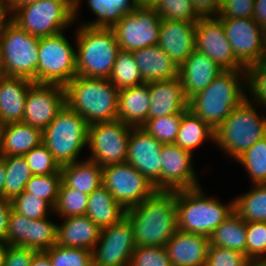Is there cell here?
Returning a JSON list of instances; mask_svg holds the SVG:
<instances>
[{"instance_id":"cell-1","label":"cell","mask_w":266,"mask_h":266,"mask_svg":"<svg viewBox=\"0 0 266 266\" xmlns=\"http://www.w3.org/2000/svg\"><path fill=\"white\" fill-rule=\"evenodd\" d=\"M136 246L164 247L178 231L176 191H156L140 204L127 209Z\"/></svg>"},{"instance_id":"cell-2","label":"cell","mask_w":266,"mask_h":266,"mask_svg":"<svg viewBox=\"0 0 266 266\" xmlns=\"http://www.w3.org/2000/svg\"><path fill=\"white\" fill-rule=\"evenodd\" d=\"M245 85V70H224L205 90L189 98L188 109L215 131L247 98Z\"/></svg>"},{"instance_id":"cell-3","label":"cell","mask_w":266,"mask_h":266,"mask_svg":"<svg viewBox=\"0 0 266 266\" xmlns=\"http://www.w3.org/2000/svg\"><path fill=\"white\" fill-rule=\"evenodd\" d=\"M65 92L66 104L88 125L118 119L119 90L109 79L76 75Z\"/></svg>"},{"instance_id":"cell-4","label":"cell","mask_w":266,"mask_h":266,"mask_svg":"<svg viewBox=\"0 0 266 266\" xmlns=\"http://www.w3.org/2000/svg\"><path fill=\"white\" fill-rule=\"evenodd\" d=\"M199 186L176 191L178 230L210 237L212 232L234 211V199L228 204L205 195Z\"/></svg>"},{"instance_id":"cell-5","label":"cell","mask_w":266,"mask_h":266,"mask_svg":"<svg viewBox=\"0 0 266 266\" xmlns=\"http://www.w3.org/2000/svg\"><path fill=\"white\" fill-rule=\"evenodd\" d=\"M75 36L76 74L109 79L120 50L113 29L80 24Z\"/></svg>"},{"instance_id":"cell-6","label":"cell","mask_w":266,"mask_h":266,"mask_svg":"<svg viewBox=\"0 0 266 266\" xmlns=\"http://www.w3.org/2000/svg\"><path fill=\"white\" fill-rule=\"evenodd\" d=\"M247 98L215 130L214 143L233 160L266 136V117Z\"/></svg>"},{"instance_id":"cell-7","label":"cell","mask_w":266,"mask_h":266,"mask_svg":"<svg viewBox=\"0 0 266 266\" xmlns=\"http://www.w3.org/2000/svg\"><path fill=\"white\" fill-rule=\"evenodd\" d=\"M81 0H40L22 5L12 21L38 38L64 32L78 18Z\"/></svg>"},{"instance_id":"cell-8","label":"cell","mask_w":266,"mask_h":266,"mask_svg":"<svg viewBox=\"0 0 266 266\" xmlns=\"http://www.w3.org/2000/svg\"><path fill=\"white\" fill-rule=\"evenodd\" d=\"M88 123L67 104L43 131L42 143L61 166L79 161L81 150L88 146Z\"/></svg>"},{"instance_id":"cell-9","label":"cell","mask_w":266,"mask_h":266,"mask_svg":"<svg viewBox=\"0 0 266 266\" xmlns=\"http://www.w3.org/2000/svg\"><path fill=\"white\" fill-rule=\"evenodd\" d=\"M39 38L12 20L0 36V59L4 76L26 78L36 83Z\"/></svg>"},{"instance_id":"cell-10","label":"cell","mask_w":266,"mask_h":266,"mask_svg":"<svg viewBox=\"0 0 266 266\" xmlns=\"http://www.w3.org/2000/svg\"><path fill=\"white\" fill-rule=\"evenodd\" d=\"M63 32L39 38L36 83L66 86L76 74V48Z\"/></svg>"},{"instance_id":"cell-11","label":"cell","mask_w":266,"mask_h":266,"mask_svg":"<svg viewBox=\"0 0 266 266\" xmlns=\"http://www.w3.org/2000/svg\"><path fill=\"white\" fill-rule=\"evenodd\" d=\"M132 127L117 119L88 127V159L104 167L126 162L129 135Z\"/></svg>"},{"instance_id":"cell-12","label":"cell","mask_w":266,"mask_h":266,"mask_svg":"<svg viewBox=\"0 0 266 266\" xmlns=\"http://www.w3.org/2000/svg\"><path fill=\"white\" fill-rule=\"evenodd\" d=\"M102 180L125 210L140 204L156 192L154 185L127 162L104 166Z\"/></svg>"},{"instance_id":"cell-13","label":"cell","mask_w":266,"mask_h":266,"mask_svg":"<svg viewBox=\"0 0 266 266\" xmlns=\"http://www.w3.org/2000/svg\"><path fill=\"white\" fill-rule=\"evenodd\" d=\"M161 20L154 7L140 6L126 14L112 27L119 48L133 52L158 44Z\"/></svg>"},{"instance_id":"cell-14","label":"cell","mask_w":266,"mask_h":266,"mask_svg":"<svg viewBox=\"0 0 266 266\" xmlns=\"http://www.w3.org/2000/svg\"><path fill=\"white\" fill-rule=\"evenodd\" d=\"M135 247L131 222L124 216L116 224L102 229L92 250L93 266H129Z\"/></svg>"},{"instance_id":"cell-15","label":"cell","mask_w":266,"mask_h":266,"mask_svg":"<svg viewBox=\"0 0 266 266\" xmlns=\"http://www.w3.org/2000/svg\"><path fill=\"white\" fill-rule=\"evenodd\" d=\"M162 145L142 127H132L126 162L143 174L156 191H162Z\"/></svg>"},{"instance_id":"cell-16","label":"cell","mask_w":266,"mask_h":266,"mask_svg":"<svg viewBox=\"0 0 266 266\" xmlns=\"http://www.w3.org/2000/svg\"><path fill=\"white\" fill-rule=\"evenodd\" d=\"M29 219L13 209L10 212L6 241L9 245L46 251L57 242V224L49 218Z\"/></svg>"},{"instance_id":"cell-17","label":"cell","mask_w":266,"mask_h":266,"mask_svg":"<svg viewBox=\"0 0 266 266\" xmlns=\"http://www.w3.org/2000/svg\"><path fill=\"white\" fill-rule=\"evenodd\" d=\"M65 105L64 86L34 83L26 96L22 123L44 131Z\"/></svg>"},{"instance_id":"cell-18","label":"cell","mask_w":266,"mask_h":266,"mask_svg":"<svg viewBox=\"0 0 266 266\" xmlns=\"http://www.w3.org/2000/svg\"><path fill=\"white\" fill-rule=\"evenodd\" d=\"M196 49L224 70H245L235 58L223 22L218 17H201L195 28Z\"/></svg>"},{"instance_id":"cell-19","label":"cell","mask_w":266,"mask_h":266,"mask_svg":"<svg viewBox=\"0 0 266 266\" xmlns=\"http://www.w3.org/2000/svg\"><path fill=\"white\" fill-rule=\"evenodd\" d=\"M235 58L246 68L266 56L263 28L253 18L220 19Z\"/></svg>"},{"instance_id":"cell-20","label":"cell","mask_w":266,"mask_h":266,"mask_svg":"<svg viewBox=\"0 0 266 266\" xmlns=\"http://www.w3.org/2000/svg\"><path fill=\"white\" fill-rule=\"evenodd\" d=\"M193 154L175 143L162 145V191L174 192L200 186L193 167Z\"/></svg>"},{"instance_id":"cell-21","label":"cell","mask_w":266,"mask_h":266,"mask_svg":"<svg viewBox=\"0 0 266 266\" xmlns=\"http://www.w3.org/2000/svg\"><path fill=\"white\" fill-rule=\"evenodd\" d=\"M198 21L162 19L159 47L180 67L196 49L195 28Z\"/></svg>"},{"instance_id":"cell-22","label":"cell","mask_w":266,"mask_h":266,"mask_svg":"<svg viewBox=\"0 0 266 266\" xmlns=\"http://www.w3.org/2000/svg\"><path fill=\"white\" fill-rule=\"evenodd\" d=\"M209 238L178 230L164 246L173 266H205Z\"/></svg>"},{"instance_id":"cell-23","label":"cell","mask_w":266,"mask_h":266,"mask_svg":"<svg viewBox=\"0 0 266 266\" xmlns=\"http://www.w3.org/2000/svg\"><path fill=\"white\" fill-rule=\"evenodd\" d=\"M223 71L210 57L195 49L179 67V77L186 97L189 99L205 90Z\"/></svg>"},{"instance_id":"cell-24","label":"cell","mask_w":266,"mask_h":266,"mask_svg":"<svg viewBox=\"0 0 266 266\" xmlns=\"http://www.w3.org/2000/svg\"><path fill=\"white\" fill-rule=\"evenodd\" d=\"M150 107L148 119L185 113L188 98L184 93L180 77L150 82Z\"/></svg>"},{"instance_id":"cell-25","label":"cell","mask_w":266,"mask_h":266,"mask_svg":"<svg viewBox=\"0 0 266 266\" xmlns=\"http://www.w3.org/2000/svg\"><path fill=\"white\" fill-rule=\"evenodd\" d=\"M33 81L12 76L0 79V126L22 122L26 96Z\"/></svg>"},{"instance_id":"cell-26","label":"cell","mask_w":266,"mask_h":266,"mask_svg":"<svg viewBox=\"0 0 266 266\" xmlns=\"http://www.w3.org/2000/svg\"><path fill=\"white\" fill-rule=\"evenodd\" d=\"M63 221L57 225L56 244L92 251L102 229L86 215L67 217Z\"/></svg>"},{"instance_id":"cell-27","label":"cell","mask_w":266,"mask_h":266,"mask_svg":"<svg viewBox=\"0 0 266 266\" xmlns=\"http://www.w3.org/2000/svg\"><path fill=\"white\" fill-rule=\"evenodd\" d=\"M145 83L179 77V67L158 44L132 52Z\"/></svg>"},{"instance_id":"cell-28","label":"cell","mask_w":266,"mask_h":266,"mask_svg":"<svg viewBox=\"0 0 266 266\" xmlns=\"http://www.w3.org/2000/svg\"><path fill=\"white\" fill-rule=\"evenodd\" d=\"M150 83L119 90L118 119L131 127H142L148 120Z\"/></svg>"},{"instance_id":"cell-29","label":"cell","mask_w":266,"mask_h":266,"mask_svg":"<svg viewBox=\"0 0 266 266\" xmlns=\"http://www.w3.org/2000/svg\"><path fill=\"white\" fill-rule=\"evenodd\" d=\"M42 140L43 131L28 124L17 122L0 126L1 156H23Z\"/></svg>"},{"instance_id":"cell-30","label":"cell","mask_w":266,"mask_h":266,"mask_svg":"<svg viewBox=\"0 0 266 266\" xmlns=\"http://www.w3.org/2000/svg\"><path fill=\"white\" fill-rule=\"evenodd\" d=\"M103 167L88 158L61 166V182L86 194L103 184Z\"/></svg>"},{"instance_id":"cell-31","label":"cell","mask_w":266,"mask_h":266,"mask_svg":"<svg viewBox=\"0 0 266 266\" xmlns=\"http://www.w3.org/2000/svg\"><path fill=\"white\" fill-rule=\"evenodd\" d=\"M85 215L103 229L119 222L126 215V210L102 184L89 194Z\"/></svg>"},{"instance_id":"cell-32","label":"cell","mask_w":266,"mask_h":266,"mask_svg":"<svg viewBox=\"0 0 266 266\" xmlns=\"http://www.w3.org/2000/svg\"><path fill=\"white\" fill-rule=\"evenodd\" d=\"M87 4L96 19L82 25L105 28H112L126 14L140 7L138 0H87Z\"/></svg>"},{"instance_id":"cell-33","label":"cell","mask_w":266,"mask_h":266,"mask_svg":"<svg viewBox=\"0 0 266 266\" xmlns=\"http://www.w3.org/2000/svg\"><path fill=\"white\" fill-rule=\"evenodd\" d=\"M210 245L235 250L246 256V222L233 211L210 235Z\"/></svg>"},{"instance_id":"cell-34","label":"cell","mask_w":266,"mask_h":266,"mask_svg":"<svg viewBox=\"0 0 266 266\" xmlns=\"http://www.w3.org/2000/svg\"><path fill=\"white\" fill-rule=\"evenodd\" d=\"M208 140L214 143L215 131L188 109L182 115L175 144L193 153L195 148Z\"/></svg>"},{"instance_id":"cell-35","label":"cell","mask_w":266,"mask_h":266,"mask_svg":"<svg viewBox=\"0 0 266 266\" xmlns=\"http://www.w3.org/2000/svg\"><path fill=\"white\" fill-rule=\"evenodd\" d=\"M254 187L234 198V211L248 222H266V183Z\"/></svg>"},{"instance_id":"cell-36","label":"cell","mask_w":266,"mask_h":266,"mask_svg":"<svg viewBox=\"0 0 266 266\" xmlns=\"http://www.w3.org/2000/svg\"><path fill=\"white\" fill-rule=\"evenodd\" d=\"M6 171L4 198L12 200L21 194L33 176L24 156H4Z\"/></svg>"},{"instance_id":"cell-37","label":"cell","mask_w":266,"mask_h":266,"mask_svg":"<svg viewBox=\"0 0 266 266\" xmlns=\"http://www.w3.org/2000/svg\"><path fill=\"white\" fill-rule=\"evenodd\" d=\"M109 80L118 90L145 83L132 52L118 51Z\"/></svg>"},{"instance_id":"cell-38","label":"cell","mask_w":266,"mask_h":266,"mask_svg":"<svg viewBox=\"0 0 266 266\" xmlns=\"http://www.w3.org/2000/svg\"><path fill=\"white\" fill-rule=\"evenodd\" d=\"M235 161L245 167L253 184L266 183V136L248 148Z\"/></svg>"},{"instance_id":"cell-39","label":"cell","mask_w":266,"mask_h":266,"mask_svg":"<svg viewBox=\"0 0 266 266\" xmlns=\"http://www.w3.org/2000/svg\"><path fill=\"white\" fill-rule=\"evenodd\" d=\"M88 196V194L82 193L75 188L66 187L61 182L53 213L56 216H61V218L85 215Z\"/></svg>"},{"instance_id":"cell-40","label":"cell","mask_w":266,"mask_h":266,"mask_svg":"<svg viewBox=\"0 0 266 266\" xmlns=\"http://www.w3.org/2000/svg\"><path fill=\"white\" fill-rule=\"evenodd\" d=\"M183 114L184 113H176L148 119L142 128L162 144L175 143Z\"/></svg>"},{"instance_id":"cell-41","label":"cell","mask_w":266,"mask_h":266,"mask_svg":"<svg viewBox=\"0 0 266 266\" xmlns=\"http://www.w3.org/2000/svg\"><path fill=\"white\" fill-rule=\"evenodd\" d=\"M52 266H93L92 251L55 244L44 251Z\"/></svg>"},{"instance_id":"cell-42","label":"cell","mask_w":266,"mask_h":266,"mask_svg":"<svg viewBox=\"0 0 266 266\" xmlns=\"http://www.w3.org/2000/svg\"><path fill=\"white\" fill-rule=\"evenodd\" d=\"M61 184V170L48 175H33L25 185V192L47 201L53 208L57 202Z\"/></svg>"},{"instance_id":"cell-43","label":"cell","mask_w":266,"mask_h":266,"mask_svg":"<svg viewBox=\"0 0 266 266\" xmlns=\"http://www.w3.org/2000/svg\"><path fill=\"white\" fill-rule=\"evenodd\" d=\"M12 209L32 220L48 217V212H54V208L44 199L23 191L11 200Z\"/></svg>"},{"instance_id":"cell-44","label":"cell","mask_w":266,"mask_h":266,"mask_svg":"<svg viewBox=\"0 0 266 266\" xmlns=\"http://www.w3.org/2000/svg\"><path fill=\"white\" fill-rule=\"evenodd\" d=\"M246 72L247 99L260 104L266 98V56L248 65ZM250 97V98H249Z\"/></svg>"},{"instance_id":"cell-45","label":"cell","mask_w":266,"mask_h":266,"mask_svg":"<svg viewBox=\"0 0 266 266\" xmlns=\"http://www.w3.org/2000/svg\"><path fill=\"white\" fill-rule=\"evenodd\" d=\"M154 8L162 19L198 21L201 18L194 10L191 0H159Z\"/></svg>"},{"instance_id":"cell-46","label":"cell","mask_w":266,"mask_h":266,"mask_svg":"<svg viewBox=\"0 0 266 266\" xmlns=\"http://www.w3.org/2000/svg\"><path fill=\"white\" fill-rule=\"evenodd\" d=\"M23 156L33 175H48L61 170L60 165L43 143L32 148Z\"/></svg>"},{"instance_id":"cell-47","label":"cell","mask_w":266,"mask_h":266,"mask_svg":"<svg viewBox=\"0 0 266 266\" xmlns=\"http://www.w3.org/2000/svg\"><path fill=\"white\" fill-rule=\"evenodd\" d=\"M246 257L266 258V222L246 223Z\"/></svg>"},{"instance_id":"cell-48","label":"cell","mask_w":266,"mask_h":266,"mask_svg":"<svg viewBox=\"0 0 266 266\" xmlns=\"http://www.w3.org/2000/svg\"><path fill=\"white\" fill-rule=\"evenodd\" d=\"M129 266H173L164 247L136 246Z\"/></svg>"},{"instance_id":"cell-49","label":"cell","mask_w":266,"mask_h":266,"mask_svg":"<svg viewBox=\"0 0 266 266\" xmlns=\"http://www.w3.org/2000/svg\"><path fill=\"white\" fill-rule=\"evenodd\" d=\"M248 260L241 252L209 245L205 266H246Z\"/></svg>"},{"instance_id":"cell-50","label":"cell","mask_w":266,"mask_h":266,"mask_svg":"<svg viewBox=\"0 0 266 266\" xmlns=\"http://www.w3.org/2000/svg\"><path fill=\"white\" fill-rule=\"evenodd\" d=\"M255 0H227L221 5L219 19L253 18Z\"/></svg>"},{"instance_id":"cell-51","label":"cell","mask_w":266,"mask_h":266,"mask_svg":"<svg viewBox=\"0 0 266 266\" xmlns=\"http://www.w3.org/2000/svg\"><path fill=\"white\" fill-rule=\"evenodd\" d=\"M36 252L31 248L9 245L3 266H30L31 260Z\"/></svg>"},{"instance_id":"cell-52","label":"cell","mask_w":266,"mask_h":266,"mask_svg":"<svg viewBox=\"0 0 266 266\" xmlns=\"http://www.w3.org/2000/svg\"><path fill=\"white\" fill-rule=\"evenodd\" d=\"M191 2L200 17H218L221 10L218 0H191Z\"/></svg>"},{"instance_id":"cell-53","label":"cell","mask_w":266,"mask_h":266,"mask_svg":"<svg viewBox=\"0 0 266 266\" xmlns=\"http://www.w3.org/2000/svg\"><path fill=\"white\" fill-rule=\"evenodd\" d=\"M11 210V200L8 198H0V239L4 241H6Z\"/></svg>"},{"instance_id":"cell-54","label":"cell","mask_w":266,"mask_h":266,"mask_svg":"<svg viewBox=\"0 0 266 266\" xmlns=\"http://www.w3.org/2000/svg\"><path fill=\"white\" fill-rule=\"evenodd\" d=\"M253 19L262 28L266 26V0H255Z\"/></svg>"},{"instance_id":"cell-55","label":"cell","mask_w":266,"mask_h":266,"mask_svg":"<svg viewBox=\"0 0 266 266\" xmlns=\"http://www.w3.org/2000/svg\"><path fill=\"white\" fill-rule=\"evenodd\" d=\"M30 266H52V263L44 251H39L34 254Z\"/></svg>"},{"instance_id":"cell-56","label":"cell","mask_w":266,"mask_h":266,"mask_svg":"<svg viewBox=\"0 0 266 266\" xmlns=\"http://www.w3.org/2000/svg\"><path fill=\"white\" fill-rule=\"evenodd\" d=\"M6 171L4 164V156H0V198H4Z\"/></svg>"},{"instance_id":"cell-57","label":"cell","mask_w":266,"mask_h":266,"mask_svg":"<svg viewBox=\"0 0 266 266\" xmlns=\"http://www.w3.org/2000/svg\"><path fill=\"white\" fill-rule=\"evenodd\" d=\"M11 20L12 16L4 8H0V36L2 35L4 28Z\"/></svg>"},{"instance_id":"cell-58","label":"cell","mask_w":266,"mask_h":266,"mask_svg":"<svg viewBox=\"0 0 266 266\" xmlns=\"http://www.w3.org/2000/svg\"><path fill=\"white\" fill-rule=\"evenodd\" d=\"M40 0H10L12 6V13L17 8L21 7L22 5H27L29 3L38 2Z\"/></svg>"},{"instance_id":"cell-59","label":"cell","mask_w":266,"mask_h":266,"mask_svg":"<svg viewBox=\"0 0 266 266\" xmlns=\"http://www.w3.org/2000/svg\"><path fill=\"white\" fill-rule=\"evenodd\" d=\"M8 246L9 244L7 241L0 239V266H3L5 254H6Z\"/></svg>"},{"instance_id":"cell-60","label":"cell","mask_w":266,"mask_h":266,"mask_svg":"<svg viewBox=\"0 0 266 266\" xmlns=\"http://www.w3.org/2000/svg\"><path fill=\"white\" fill-rule=\"evenodd\" d=\"M246 266H266V258L249 259Z\"/></svg>"},{"instance_id":"cell-61","label":"cell","mask_w":266,"mask_h":266,"mask_svg":"<svg viewBox=\"0 0 266 266\" xmlns=\"http://www.w3.org/2000/svg\"><path fill=\"white\" fill-rule=\"evenodd\" d=\"M0 8H4L12 16V6L10 0H0Z\"/></svg>"},{"instance_id":"cell-62","label":"cell","mask_w":266,"mask_h":266,"mask_svg":"<svg viewBox=\"0 0 266 266\" xmlns=\"http://www.w3.org/2000/svg\"><path fill=\"white\" fill-rule=\"evenodd\" d=\"M140 6L154 7L159 0H138Z\"/></svg>"},{"instance_id":"cell-63","label":"cell","mask_w":266,"mask_h":266,"mask_svg":"<svg viewBox=\"0 0 266 266\" xmlns=\"http://www.w3.org/2000/svg\"><path fill=\"white\" fill-rule=\"evenodd\" d=\"M263 43H264V49L266 51V26L263 27Z\"/></svg>"},{"instance_id":"cell-64","label":"cell","mask_w":266,"mask_h":266,"mask_svg":"<svg viewBox=\"0 0 266 266\" xmlns=\"http://www.w3.org/2000/svg\"><path fill=\"white\" fill-rule=\"evenodd\" d=\"M4 76L1 66V59H0V79Z\"/></svg>"},{"instance_id":"cell-65","label":"cell","mask_w":266,"mask_h":266,"mask_svg":"<svg viewBox=\"0 0 266 266\" xmlns=\"http://www.w3.org/2000/svg\"><path fill=\"white\" fill-rule=\"evenodd\" d=\"M266 108V98L259 104Z\"/></svg>"},{"instance_id":"cell-66","label":"cell","mask_w":266,"mask_h":266,"mask_svg":"<svg viewBox=\"0 0 266 266\" xmlns=\"http://www.w3.org/2000/svg\"><path fill=\"white\" fill-rule=\"evenodd\" d=\"M220 5H222L223 3H225L227 0H218Z\"/></svg>"}]
</instances>
